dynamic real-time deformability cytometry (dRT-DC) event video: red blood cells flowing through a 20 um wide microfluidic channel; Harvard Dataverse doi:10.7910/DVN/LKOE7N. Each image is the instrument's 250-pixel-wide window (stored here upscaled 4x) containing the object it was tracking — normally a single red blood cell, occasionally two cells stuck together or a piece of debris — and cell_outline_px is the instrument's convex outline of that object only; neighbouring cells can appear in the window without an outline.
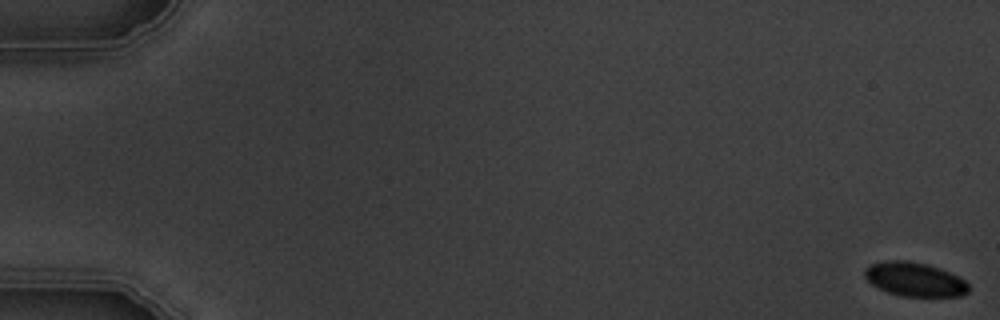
{"species": "common noctule bat (a hibernating species)", "species_latin": "Nyctalus noctula", "temperature_condition": "warm", "stored_images_in_passage": 6, "segment_of_instrument_passage": [1, 2], "camera_frame_rate_fps": 3000, "um_per_image_px": 0.085, "animal": {"sex": "male", "body_mass_g": 19.5, "forearm_length_mm": 54.6}, "frame": {"image": 1, "passage_image": 1, "time_ms": 0.0, "image_size_px": [1000, 320], "cell_outline_px": [[972, 288], [968, 292], [960, 296], [900, 296], [888, 292], [872, 284], [864, 276], [864, 268], [868, 264], [888, 260], [908, 260], [940, 268], [964, 280]], "centroid_in_image_um": [77.73, 23.74], "position_along_channel_um": 7.3, "area_um2": 20.58}}
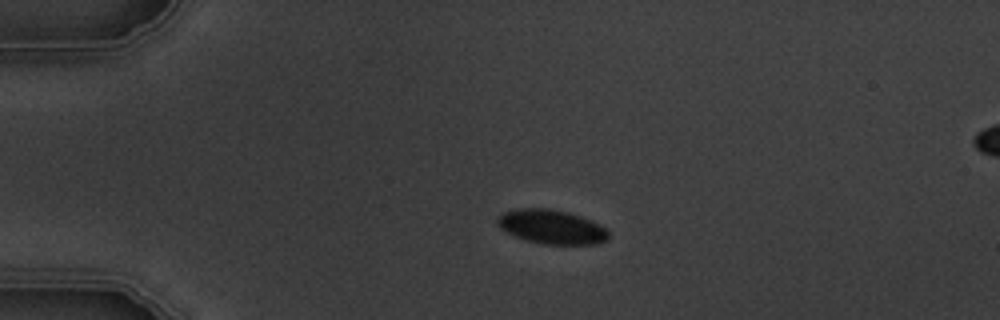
{"frame": {"image": 2, "passage_image": 4, "time_ms": 4.333, "image_size_px": [1000, 320], "cell_outline_px": [[608, 240], [600, 244], [544, 244], [524, 240], [500, 228], [496, 224], [496, 220], [504, 212], [520, 208], [548, 208], [568, 212], [580, 216], [604, 228], [608, 232]], "centroid_in_image_um": [46.86, 19.29], "position_along_channel_um": 38.1, "area_um2": 21.91}}